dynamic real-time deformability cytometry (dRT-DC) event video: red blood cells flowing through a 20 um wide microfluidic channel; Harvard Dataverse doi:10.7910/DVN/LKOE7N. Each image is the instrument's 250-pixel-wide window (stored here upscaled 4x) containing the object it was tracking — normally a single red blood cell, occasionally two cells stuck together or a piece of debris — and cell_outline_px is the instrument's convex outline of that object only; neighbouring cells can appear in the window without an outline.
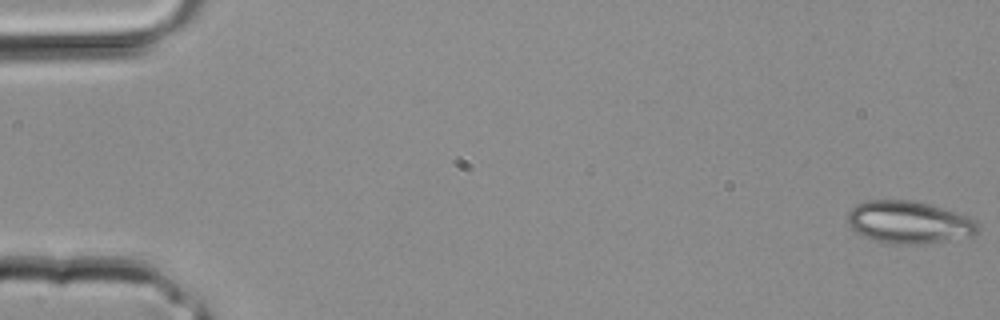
{"species": "common noctule bat (a hibernating species)", "species_latin": "Nyctalus noctula", "temperature_condition": "room temperature", "stored_images_in_passage": 5, "camera_frame_rate_fps": 3000, "um_per_image_px": 0.085, "animal": {"sex": "male", "body_mass_g": 20.4}, "frame": {"image": 1, "passage_image": 1, "time_ms": 0.0, "image_size_px": [1000, 320], "cell_outline_px": [[980, 228], [972, 236], [928, 244], [888, 244], [872, 240], [856, 232], [848, 224], [848, 212], [856, 204], [868, 200], [912, 200], [928, 204], [956, 212], [976, 220]], "centroid_in_image_um": [77.26, 18.91], "position_along_channel_um": 7.7, "area_um2": 32.43}}
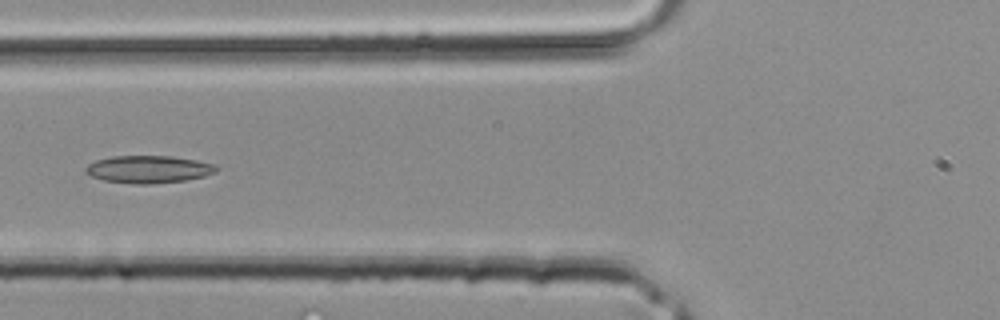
{"frame": {"image": 2, "passage_image": 5, "time_ms": 1.333, "image_size_px": [1000, 320], "cell_outline_px": [[220, 168], [216, 172], [204, 176], [184, 180], [152, 184], [132, 184], [104, 180], [92, 176], [84, 172], [84, 168], [88, 164], [96, 160], [112, 156], [172, 156], [196, 160], [212, 164]], "centroid_in_image_um": [12.6, 14.39], "position_along_channel_um": 113.2, "area_um2": 20.92}}